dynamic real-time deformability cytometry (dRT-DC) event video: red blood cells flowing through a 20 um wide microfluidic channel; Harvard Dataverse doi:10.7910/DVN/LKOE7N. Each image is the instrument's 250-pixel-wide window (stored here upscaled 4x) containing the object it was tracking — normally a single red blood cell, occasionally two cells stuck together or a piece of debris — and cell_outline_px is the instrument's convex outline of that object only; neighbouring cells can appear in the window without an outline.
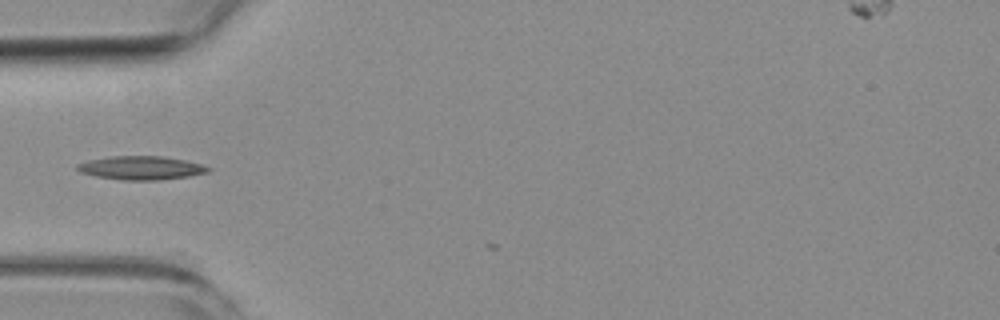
{"species": "common noctule bat (a hibernating species)", "species_latin": "Nyctalus noctula", "temperature_condition": "room temperature", "stored_images_in_passage": 3, "camera_frame_rate_fps": 3000, "um_per_image_px": 0.085, "animal": {"sex": "female", "body_mass_g": 19.3, "forearm_length_mm": 54.1}, "frame": {"image": 1, "passage_image": 1, "time_ms": 0.0, "image_size_px": [1000, 320], "cell_outline_px": [[212, 168], [208, 172], [188, 176], [160, 180], [120, 180], [96, 176], [80, 172], [76, 168], [76, 164], [88, 160], [112, 156], [160, 156], [184, 160], [200, 164]], "centroid_in_image_um": [11.96, 14.27], "position_along_channel_um": 73.0, "area_um2": 17.92}}